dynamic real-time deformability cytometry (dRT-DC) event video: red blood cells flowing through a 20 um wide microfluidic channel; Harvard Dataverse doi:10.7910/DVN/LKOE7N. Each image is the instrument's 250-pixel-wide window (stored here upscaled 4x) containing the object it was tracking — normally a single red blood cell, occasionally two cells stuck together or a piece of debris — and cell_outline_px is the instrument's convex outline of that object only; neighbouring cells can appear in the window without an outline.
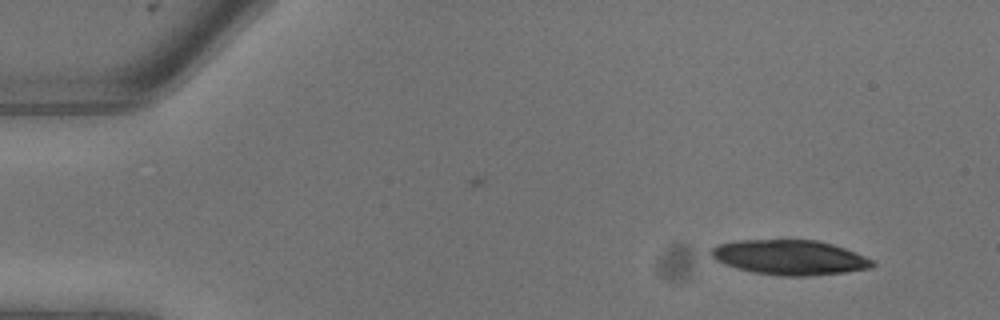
{"species": "common noctule bat (a hibernating species)", "species_latin": "Nyctalus noctula", "temperature_condition": "warm", "stored_images_in_passage": 7, "camera_frame_rate_fps": 3000, "um_per_image_px": 0.085, "animal": {"sex": "male", "body_mass_g": 13.3}, "frame": {"image": 1, "passage_image": 1, "time_ms": 0.0, "image_size_px": [1000, 320], "cell_outline_px": [[876, 264], [872, 268], [844, 272], [812, 276], [780, 276], [752, 272], [736, 268], [724, 264], [716, 260], [708, 252], [716, 244], [736, 240], [816, 240], [832, 244], [856, 252], [876, 260]], "centroid_in_image_um": [67.14, 21.88], "position_along_channel_um": 17.9, "area_um2": 33.12}}
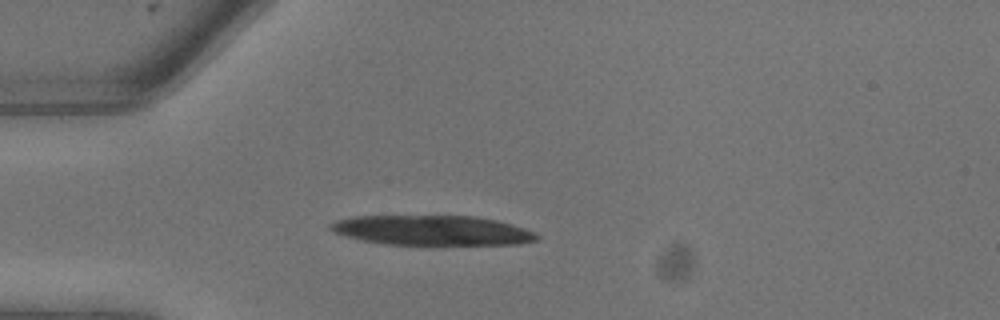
{"frame": {"image": 2, "passage_image": 5, "time_ms": 1.333, "image_size_px": [1000, 320], "cell_outline_px": [[540, 240], [520, 244], [436, 248], [428, 248], [384, 244], [360, 240], [344, 236], [332, 232], [328, 228], [328, 224], [336, 220], [352, 216], [476, 216], [496, 220], [512, 224], [536, 232], [540, 236]], "centroid_in_image_um": [36.77, 19.64], "position_along_channel_um": 48.2, "area_um2": 38.21}}